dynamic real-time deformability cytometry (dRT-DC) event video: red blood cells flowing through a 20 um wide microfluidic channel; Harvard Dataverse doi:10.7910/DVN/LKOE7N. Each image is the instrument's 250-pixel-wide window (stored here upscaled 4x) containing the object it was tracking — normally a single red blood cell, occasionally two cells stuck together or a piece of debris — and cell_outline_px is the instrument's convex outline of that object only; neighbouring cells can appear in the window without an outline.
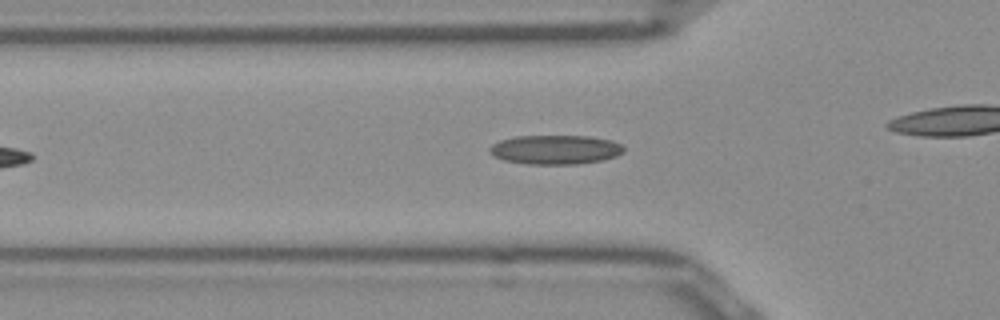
{"species": "Egyptian fruit bat (a non-hibernating species)", "species_latin": "Rousettus aegyptiacus", "temperature_condition": "room temperature", "stored_images_in_passage": 38, "camera_frame_rate_fps": 3000, "um_per_image_px": 0.085, "frame": {"image": 1, "passage_image": 6, "time_ms": 1.667, "image_size_px": [1000, 320], "cell_outline_px": [[624, 152], [616, 156], [600, 160], [576, 164], [528, 164], [504, 160], [492, 156], [488, 152], [488, 148], [492, 144], [500, 140], [516, 136], [588, 136], [612, 140], [620, 144], [624, 148]], "centroid_in_image_um": [47.16, 12.71], "position_along_channel_um": 78.6, "area_um2": 22.89}}
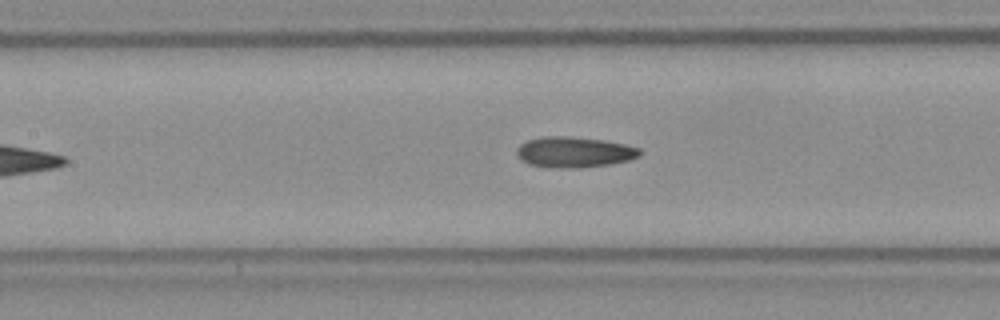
{"frame": {"image": 2, "passage_image": 12, "time_ms": 3.667, "image_size_px": [1000, 320], "cell_outline_px": [[644, 152], [640, 156], [628, 160], [612, 164], [580, 168], [548, 168], [528, 164], [520, 160], [516, 152], [516, 148], [520, 144], [528, 140], [544, 136], [564, 136], [604, 140], [624, 144], [640, 148]], "centroid_in_image_um": [48.8, 12.94], "position_along_channel_um": 158.6, "area_um2": 22.31}}
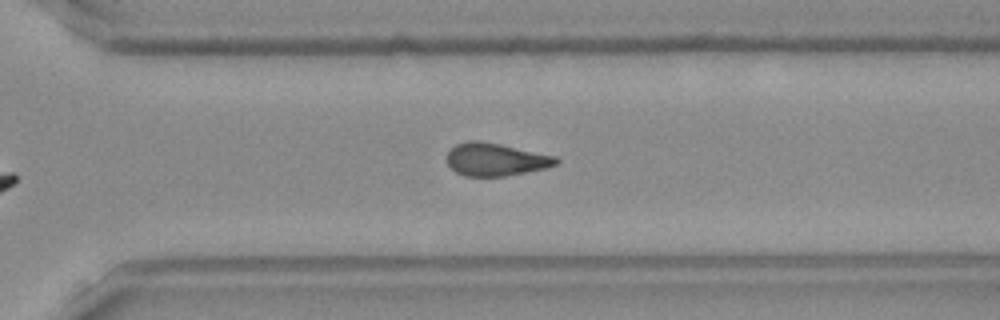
{"frame": {"image": 3, "passage_image": 25, "time_ms": 8.0, "image_size_px": [1000, 320], "cell_outline_px": [[560, 160], [556, 164], [548, 168], [504, 176], [464, 176], [456, 172], [448, 164], [448, 152], [456, 144], [468, 140], [480, 140], [500, 144], [556, 156]], "centroid_in_image_um": [42.14, 13.55], "position_along_channel_um": 328.5, "area_um2": 20.81}, "authors_computed_cell_mechanics": {"area_um2": 21.7039, "velocity_mm_per_s": 3.9342, "shape_relaxation_time_tau1_ms": null, "shape_relaxation_time_tau2_ms": 3.9399, "deformation_change_tau1": null, "deformation_change_tau2": 0.1275}}